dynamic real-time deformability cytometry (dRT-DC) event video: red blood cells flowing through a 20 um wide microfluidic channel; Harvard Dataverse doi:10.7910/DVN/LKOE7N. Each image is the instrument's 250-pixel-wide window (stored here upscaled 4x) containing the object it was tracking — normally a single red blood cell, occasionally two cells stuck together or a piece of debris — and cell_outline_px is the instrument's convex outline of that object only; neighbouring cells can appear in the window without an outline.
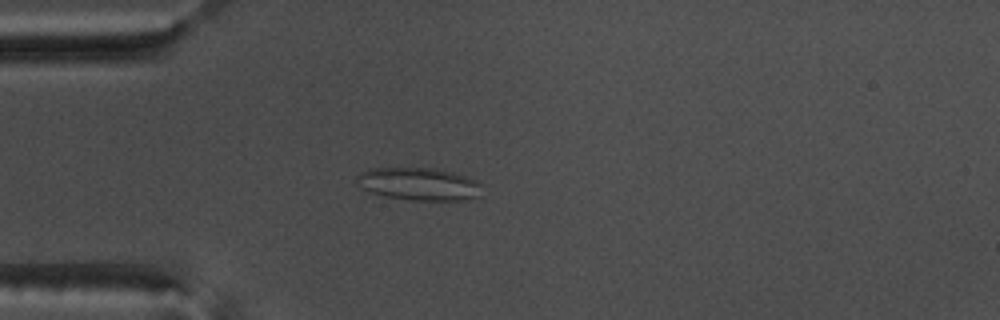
{"species": "common noctule bat (a hibernating species)", "species_latin": "Nyctalus noctula", "temperature_condition": "warm", "stored_images_in_passage": 53, "camera_frame_rate_fps": 3000, "um_per_image_px": 0.085, "animal": {"sex": "male", "body_mass_g": 17.5, "forearm_length_mm": 52.3}, "frame": {"image": 1, "passage_image": 14, "time_ms": 4.333, "image_size_px": [1000, 320], "cell_outline_px": [[480, 196], [460, 200], [412, 200], [388, 196], [368, 192], [356, 180], [356, 176], [372, 168], [432, 168], [452, 172], [476, 180], [480, 184]], "centroid_in_image_um": [35.62, 15.64], "position_along_channel_um": 49.4, "area_um2": 23.41}}
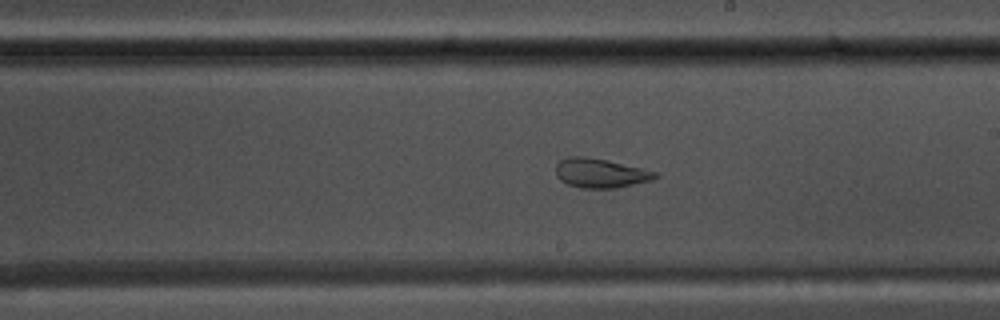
{"frame": {"image": 2, "passage_image": 30, "time_ms": 9.667, "image_size_px": [1000, 320], "cell_outline_px": [[660, 176], [652, 180], [616, 188], [580, 188], [568, 184], [560, 180], [556, 176], [556, 164], [560, 160], [568, 156], [584, 156], [608, 160], [660, 172]], "centroid_in_image_um": [51.06, 14.71], "position_along_channel_um": 237.9, "area_um2": 17.22}}
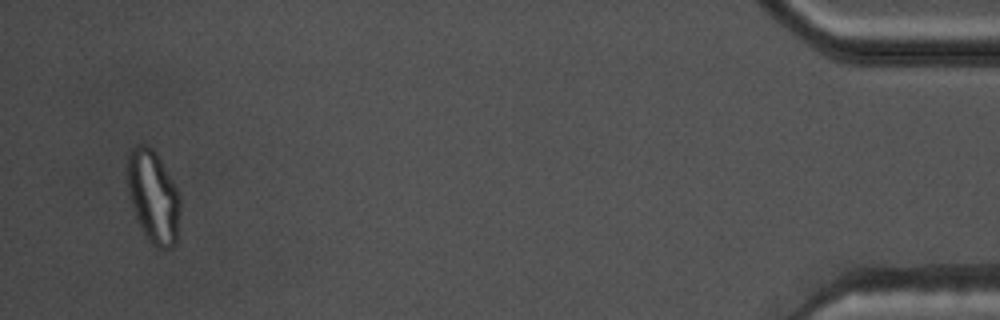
{"frame": {"image": 3, "passage_image": 51, "time_ms": 16.667, "image_size_px": [1000, 320], "cell_outline_px": [[180, 208], [176, 244], [172, 248], [164, 252], [156, 248], [148, 240], [140, 228], [128, 192], [128, 152], [136, 144], [148, 144], [156, 152], [176, 188], [180, 196]], "centroid_in_image_um": [13.04, 16.76], "position_along_channel_um": 422.2, "area_um2": 28.67}, "authors_computed_cell_mechanics": {"area_um2": 24.5072, "velocity_mm_per_s": 3.781, "shape_relaxation_time_tau1_ms": null, "shape_relaxation_time_tau2_ms": 1.3951, "deformation_change_tau1": null, "deformation_change_tau2": 0.0787}}